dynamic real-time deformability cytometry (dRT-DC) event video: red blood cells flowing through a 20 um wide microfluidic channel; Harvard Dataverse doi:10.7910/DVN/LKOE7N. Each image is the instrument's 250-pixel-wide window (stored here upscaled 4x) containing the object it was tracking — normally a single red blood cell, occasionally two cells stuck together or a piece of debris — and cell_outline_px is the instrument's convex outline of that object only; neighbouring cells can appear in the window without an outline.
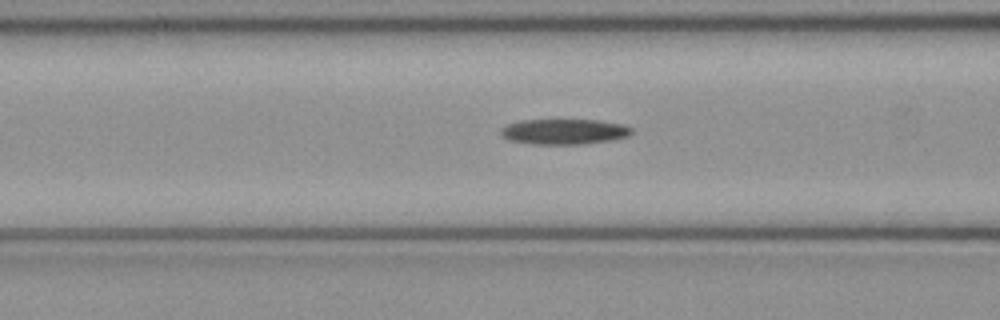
{"species": "common noctule bat (a hibernating species)", "species_latin": "Nyctalus noctula", "temperature_condition": "cold", "stored_images_in_passage": 50, "camera_frame_rate_fps": 3000, "um_per_image_px": 0.085, "animal": {"sex": "female", "body_mass_g": 21.9}, "frame": {"image": 1, "passage_image": 19, "time_ms": 6.0, "image_size_px": [1000, 320], "cell_outline_px": [[632, 132], [628, 136], [612, 140], [588, 144], [532, 144], [508, 140], [500, 132], [500, 128], [508, 124], [520, 120], [600, 120], [624, 124], [632, 128]], "centroid_in_image_um": [47.97, 11.19], "position_along_channel_um": 118.6, "area_um2": 19.54}}
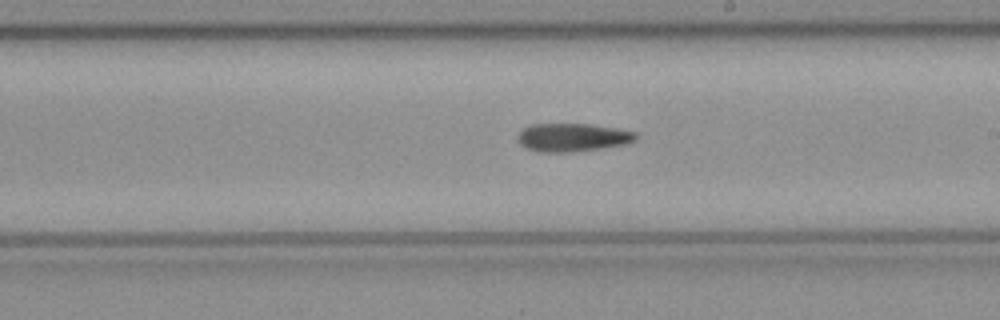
{"frame": {"image": 2, "passage_image": 28, "time_ms": 9.0, "image_size_px": [1000, 320], "cell_outline_px": [[636, 140], [624, 144], [600, 148], [572, 152], [536, 152], [524, 148], [516, 140], [516, 136], [528, 124], [588, 124], [616, 128], [636, 132]], "centroid_in_image_um": [48.59, 11.68], "position_along_channel_um": 240.4, "area_um2": 19.54}}
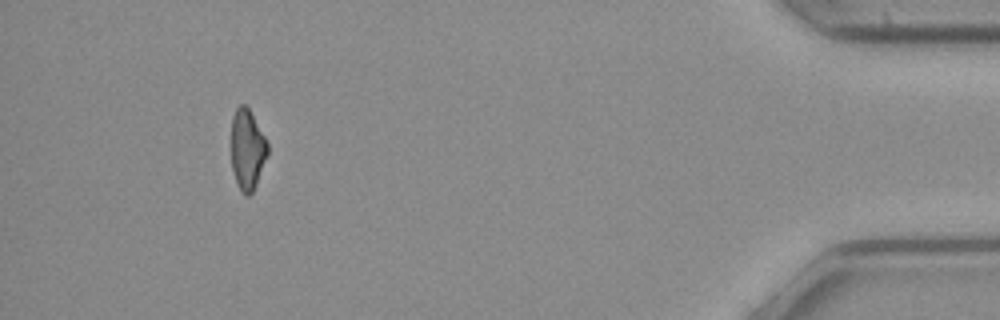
{"frame": {"image": 3, "passage_image": 46, "time_ms": 15.0, "image_size_px": [1000, 320], "cell_outline_px": [[268, 152], [256, 184], [252, 192], [248, 196], [244, 196], [240, 192], [232, 168], [232, 116], [236, 108], [240, 104], [244, 104], [248, 108], [264, 136], [268, 144]], "centroid_in_image_um": [21.01, 12.72], "position_along_channel_um": 414.2, "area_um2": 16.76}}